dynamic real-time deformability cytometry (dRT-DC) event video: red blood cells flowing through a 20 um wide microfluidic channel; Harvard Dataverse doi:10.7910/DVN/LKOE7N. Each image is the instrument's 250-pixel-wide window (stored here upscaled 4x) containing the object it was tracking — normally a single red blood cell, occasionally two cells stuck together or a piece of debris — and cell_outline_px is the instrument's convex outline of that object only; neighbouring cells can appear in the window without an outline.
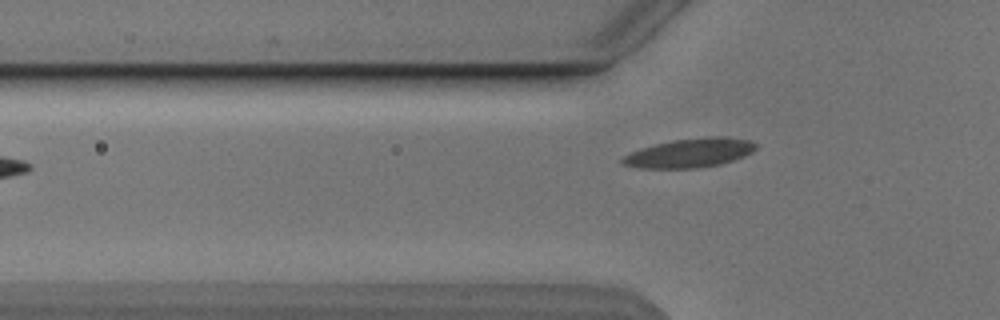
{"species": "Egyptian fruit bat (a non-hibernating species)", "species_latin": "Rousettus aegyptiacus", "temperature_condition": "cold", "stored_images_in_passage": 6, "camera_frame_rate_fps": 3000, "um_per_image_px": 0.085, "animal": {"sex": "male"}, "frame": {"image": 1, "passage_image": 6, "time_ms": 6.0, "image_size_px": [1000, 320], "cell_outline_px": [[756, 148], [752, 152], [744, 156], [720, 164], [696, 168], [640, 168], [624, 164], [620, 160], [628, 152], [640, 148], [672, 140], [708, 136], [716, 136], [748, 140], [756, 144]], "centroid_in_image_um": [58.6, 13.0], "position_along_channel_um": 67.2, "area_um2": 22.43}}